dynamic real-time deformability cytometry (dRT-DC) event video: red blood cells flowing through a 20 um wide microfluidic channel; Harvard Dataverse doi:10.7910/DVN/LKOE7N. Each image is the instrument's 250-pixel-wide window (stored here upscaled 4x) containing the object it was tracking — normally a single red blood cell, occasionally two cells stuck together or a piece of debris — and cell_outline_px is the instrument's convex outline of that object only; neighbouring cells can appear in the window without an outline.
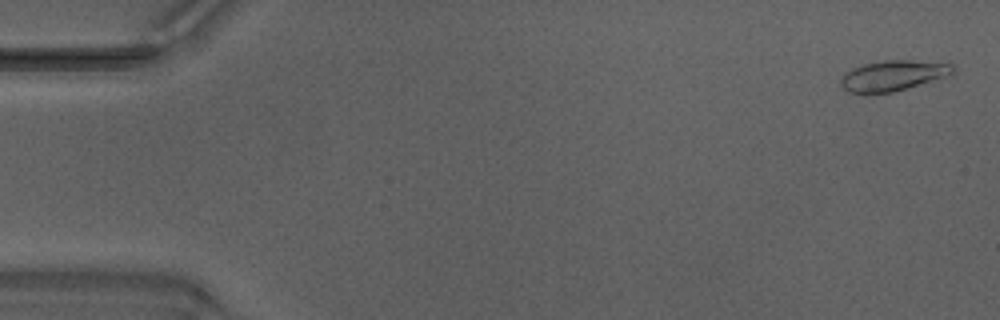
{"species": "Egyptian fruit bat (a non-hibernating species)", "species_latin": "Rousettus aegyptiacus", "temperature_condition": "warm", "stored_images_in_passage": 49, "camera_frame_rate_fps": 3000, "um_per_image_px": 0.085, "animal": {"sex": "male"}, "frame": {"image": 1, "passage_image": 2, "time_ms": 0.333, "image_size_px": [1000, 320], "cell_outline_px": [[956, 64], [952, 72], [944, 76], [892, 92], [864, 96], [848, 92], [840, 88], [840, 80], [844, 72], [852, 68], [864, 64], [884, 60], [908, 60]], "centroid_in_image_um": [75.76, 6.45], "position_along_channel_um": 9.2, "area_um2": 20.06}}
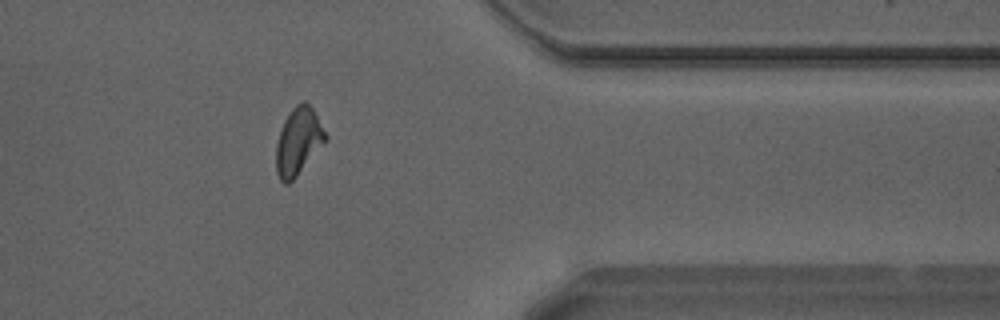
{"frame": {"image": 2, "passage_image": 40, "time_ms": 13.0, "image_size_px": [1000, 320], "cell_outline_px": [[328, 140], [296, 176], [288, 184], [284, 184], [280, 180], [276, 172], [276, 144], [284, 120], [292, 108], [296, 104], [304, 100], [312, 108], [328, 136]], "centroid_in_image_um": [25.36, 12.02], "position_along_channel_um": 386.0, "area_um2": 19.31}}
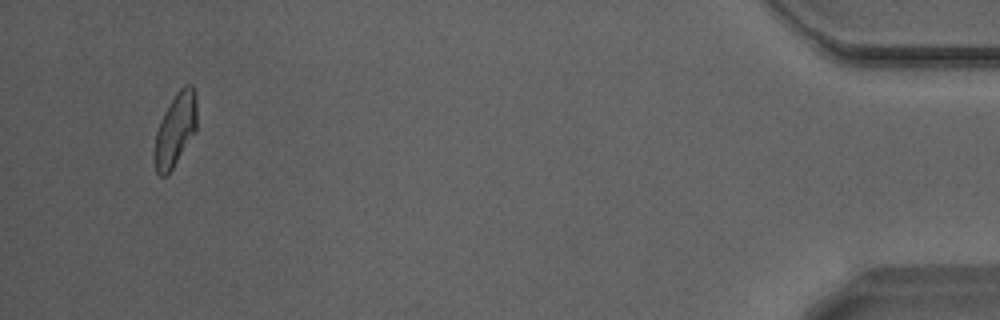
{"frame": {"image": 3, "passage_image": 47, "time_ms": 15.333, "image_size_px": [1000, 320], "cell_outline_px": [[196, 132], [172, 168], [164, 176], [160, 176], [156, 172], [152, 152], [156, 132], [160, 120], [164, 112], [176, 92], [184, 84], [192, 84], [196, 92]], "centroid_in_image_um": [14.89, 11.0], "position_along_channel_um": 420.3, "area_um2": 18.32}, "authors_computed_cell_mechanics": {"area_um2": 18.9006, "velocity_mm_per_s": 4.2298, "shape_relaxation_time_tau1_ms": 5.858, "shape_relaxation_time_tau2_ms": 2.6453, "deformation_change_tau1": 0.1686, "deformation_change_tau2": 0.102}}